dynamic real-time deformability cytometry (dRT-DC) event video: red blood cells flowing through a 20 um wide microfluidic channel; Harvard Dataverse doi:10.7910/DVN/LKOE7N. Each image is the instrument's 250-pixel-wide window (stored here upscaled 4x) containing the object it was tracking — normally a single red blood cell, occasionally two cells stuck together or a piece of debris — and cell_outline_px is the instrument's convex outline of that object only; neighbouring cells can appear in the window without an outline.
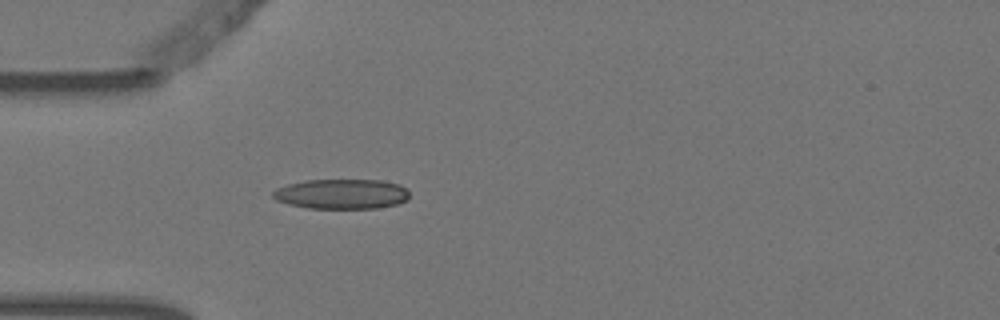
{"species": "Egyptian fruit bat (a non-hibernating species)", "species_latin": "Rousettus aegyptiacus", "temperature_condition": "warm", "stored_images_in_passage": 4, "camera_frame_rate_fps": 3000, "um_per_image_px": 0.085, "animal": {"sex": "female"}, "frame": {"image": 1, "passage_image": 4, "time_ms": 1.0, "image_size_px": [1000, 320], "cell_outline_px": [[408, 200], [396, 204], [376, 208], [308, 208], [288, 204], [276, 200], [272, 196], [272, 192], [276, 188], [288, 184], [304, 180], [384, 180], [400, 184], [408, 188]], "centroid_in_image_um": [29.05, 16.48], "position_along_channel_um": 56.0, "area_um2": 23.99}}